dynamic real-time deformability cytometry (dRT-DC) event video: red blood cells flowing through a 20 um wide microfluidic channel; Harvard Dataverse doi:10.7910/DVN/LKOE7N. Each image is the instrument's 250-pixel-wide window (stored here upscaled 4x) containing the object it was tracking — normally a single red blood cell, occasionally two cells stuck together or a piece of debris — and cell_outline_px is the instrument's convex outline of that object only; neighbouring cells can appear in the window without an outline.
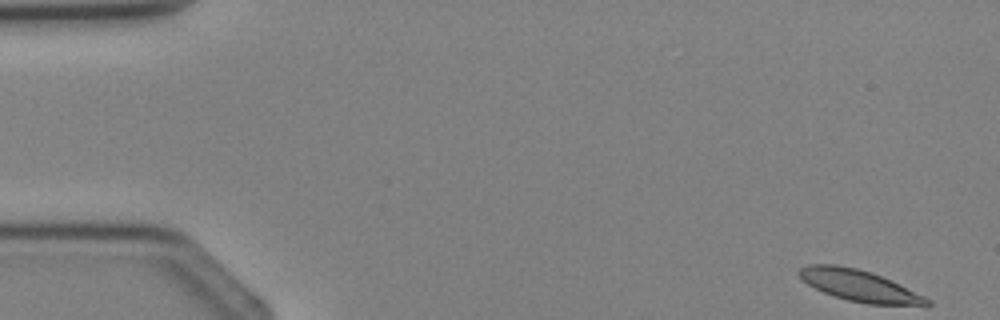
{"species": "Egyptian fruit bat (a non-hibernating species)", "species_latin": "Rousettus aegyptiacus", "temperature_condition": "cold", "stored_images_in_passage": 3, "camera_frame_rate_fps": 3000, "um_per_image_px": 0.085, "animal": {"sex": "female"}, "frame": {"image": 1, "passage_image": 1, "time_ms": 0.0, "image_size_px": [1000, 320], "cell_outline_px": [[932, 304], [868, 304], [848, 300], [824, 292], [808, 284], [796, 272], [800, 268], [808, 264], [836, 264], [856, 268], [880, 276], [924, 296], [932, 300]], "centroid_in_image_um": [72.97, 24.26], "position_along_channel_um": 12.0, "area_um2": 22.6}}